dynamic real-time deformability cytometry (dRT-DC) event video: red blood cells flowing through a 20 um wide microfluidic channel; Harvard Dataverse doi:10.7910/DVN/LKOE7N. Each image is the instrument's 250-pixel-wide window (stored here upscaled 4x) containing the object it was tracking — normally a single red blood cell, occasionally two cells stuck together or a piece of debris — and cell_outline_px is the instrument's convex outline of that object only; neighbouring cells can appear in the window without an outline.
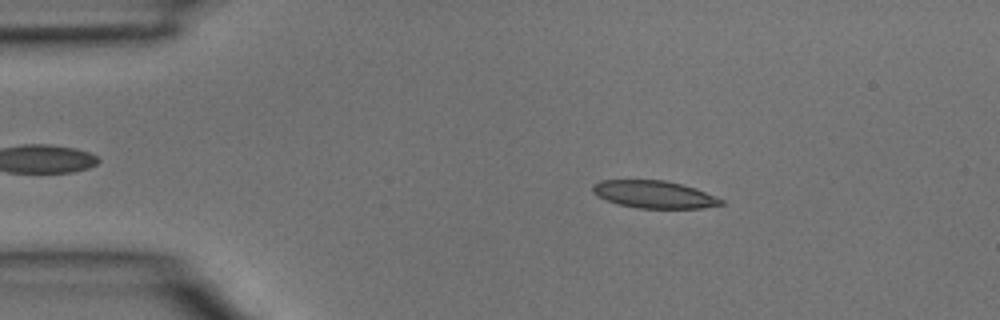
{"species": "common noctule bat (a hibernating species)", "species_latin": "Nyctalus noctula", "temperature_condition": "room temperature", "stored_images_in_passage": 4, "camera_frame_rate_fps": 3000, "um_per_image_px": 0.085, "animal": {"sex": "male", "body_mass_g": 15.6}, "frame": {"image": 1, "passage_image": 3, "time_ms": 0.667, "image_size_px": [1000, 320], "cell_outline_px": [[724, 204], [700, 208], [636, 208], [616, 204], [596, 196], [592, 192], [592, 184], [600, 180], [664, 180], [696, 188], [724, 200]], "centroid_in_image_um": [55.55, 16.53], "position_along_channel_um": 29.5, "area_um2": 20.63}}